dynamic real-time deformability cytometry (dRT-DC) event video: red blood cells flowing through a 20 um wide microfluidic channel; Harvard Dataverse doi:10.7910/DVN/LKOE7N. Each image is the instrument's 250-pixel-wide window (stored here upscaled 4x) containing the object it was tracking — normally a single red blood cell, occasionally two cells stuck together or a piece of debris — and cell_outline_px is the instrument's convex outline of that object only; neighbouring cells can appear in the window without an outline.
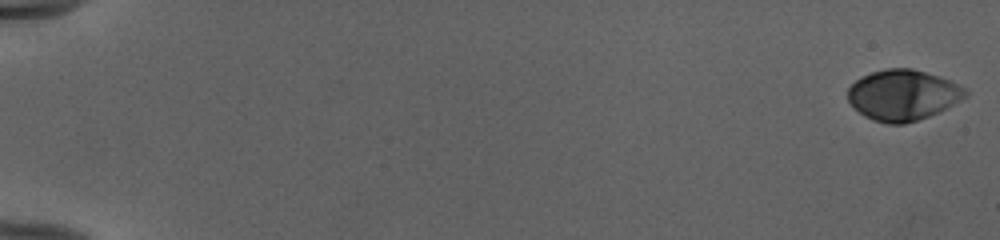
{"species": "human", "species_latin": "Homo sapiens", "temperature_condition": "cold", "stored_images_in_passage": 53, "camera_frame_rate_fps": 3000, "um_per_image_px": 0.085, "donor": {"sex": "female"}, "frame": {"image": 1, "passage_image": 1, "time_ms": 0.0, "image_size_px": [1000, 240], "cell_outline_px": [[968, 96], [928, 116], [904, 124], [888, 124], [872, 120], [864, 116], [848, 100], [848, 88], [860, 76], [872, 72], [888, 68], [912, 68], [940, 76], [952, 80], [968, 88]], "centroid_in_image_um": [76.77, 8.06], "position_along_channel_um": 8.2, "area_um2": 34.74}}
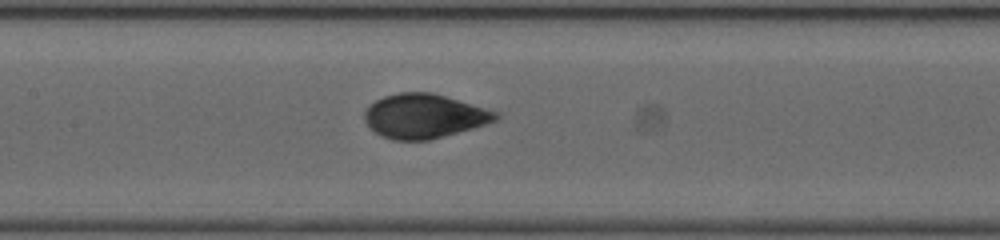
{"frame": {"image": 2, "passage_image": 28, "time_ms": 9.0, "image_size_px": [1000, 240], "cell_outline_px": [[500, 120], [444, 136], [428, 140], [392, 140], [380, 136], [364, 120], [364, 112], [376, 100], [384, 96], [400, 92], [432, 92], [500, 112]], "centroid_in_image_um": [36.09, 9.86], "position_along_channel_um": 171.3, "area_um2": 33.81}}
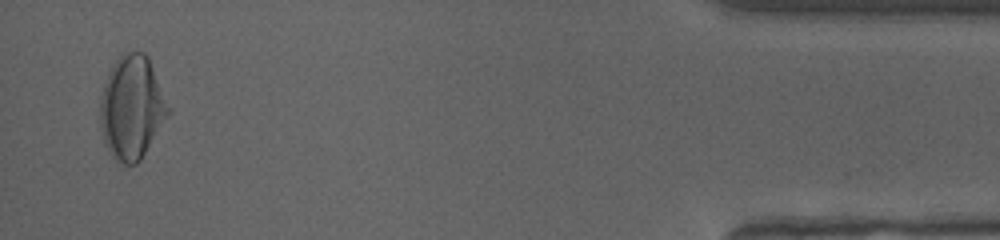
{"frame": {"image": 3, "passage_image": 52, "time_ms": 17.0, "image_size_px": [1000, 240], "cell_outline_px": [[172, 112], [140, 160], [136, 164], [124, 164], [116, 160], [108, 152], [104, 144], [100, 124], [100, 96], [108, 72], [112, 64], [124, 52], [144, 52], [148, 56]], "centroid_in_image_um": [11.21, 9.15], "position_along_channel_um": 424.0, "area_um2": 41.38}, "authors_computed_cell_mechanics": {"area_um2": 34.3332, "velocity_mm_per_s": 3.9844, "shape_relaxation_time_tau1_ms": 4.8585, "shape_relaxation_time_tau2_ms": null, "deformation_change_tau1": 0.2061, "deformation_change_tau2": null}}